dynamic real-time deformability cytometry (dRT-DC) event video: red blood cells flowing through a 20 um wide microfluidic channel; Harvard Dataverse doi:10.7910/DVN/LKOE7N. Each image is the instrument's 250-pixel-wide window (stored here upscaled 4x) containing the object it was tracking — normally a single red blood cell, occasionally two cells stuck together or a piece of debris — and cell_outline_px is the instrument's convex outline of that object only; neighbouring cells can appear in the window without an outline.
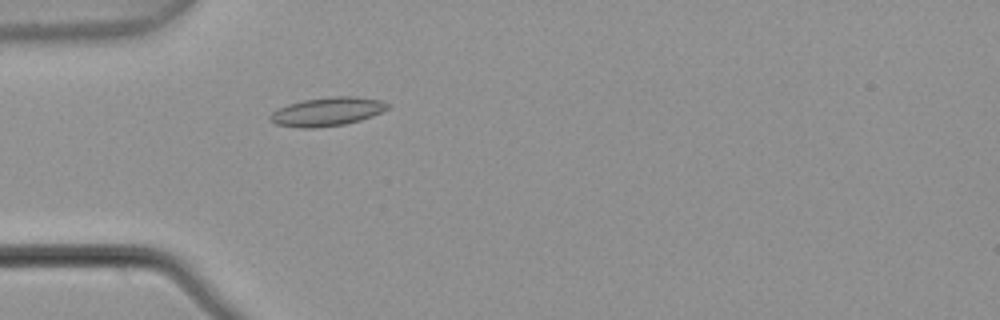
{"species": "common noctule bat (a hibernating species)", "species_latin": "Nyctalus noctula", "temperature_condition": "warm", "stored_images_in_passage": 3, "camera_frame_rate_fps": 3000, "um_per_image_px": 0.085, "animal": {"sex": "male", "body_mass_g": 21.5, "forearm_length_mm": 52.0}, "frame": {"image": 1, "passage_image": 3, "time_ms": 0.667, "image_size_px": [1000, 320], "cell_outline_px": [[392, 104], [388, 108], [372, 116], [360, 120], [344, 124], [316, 128], [300, 128], [276, 124], [268, 120], [268, 116], [276, 108], [288, 104], [304, 100], [328, 96], [356, 96], [380, 100]], "centroid_in_image_um": [27.78, 9.48], "position_along_channel_um": 57.2, "area_um2": 19.83}}